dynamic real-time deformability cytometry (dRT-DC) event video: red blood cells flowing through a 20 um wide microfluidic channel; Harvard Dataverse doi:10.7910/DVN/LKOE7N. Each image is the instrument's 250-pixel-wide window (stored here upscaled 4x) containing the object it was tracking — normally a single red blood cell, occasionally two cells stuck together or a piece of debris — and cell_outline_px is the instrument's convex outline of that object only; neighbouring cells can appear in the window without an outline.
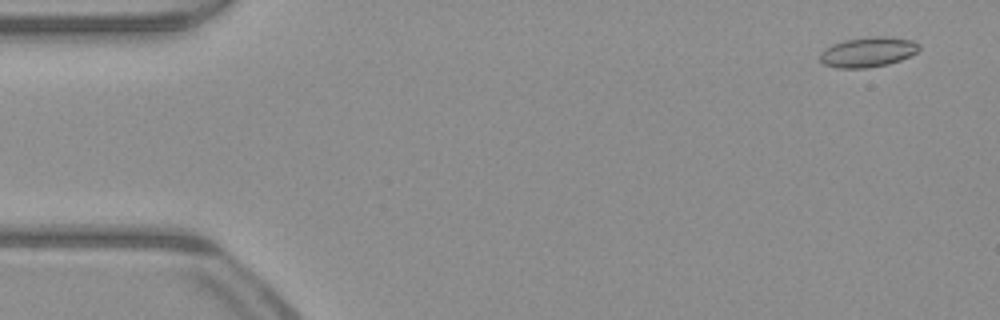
{"species": "common noctule bat (a hibernating species)", "species_latin": "Nyctalus noctula", "temperature_condition": "warm", "stored_images_in_passage": 52, "camera_frame_rate_fps": 3000, "um_per_image_px": 0.085, "animal": {"sex": "male", "body_mass_g": 23.1, "forearm_length_mm": 52.7}, "frame": {"image": 1, "passage_image": 3, "time_ms": 0.667, "image_size_px": [1000, 320], "cell_outline_px": [[920, 48], [916, 52], [900, 60], [888, 64], [868, 68], [836, 68], [824, 64], [820, 60], [820, 52], [832, 44], [844, 40], [876, 36], [884, 36], [912, 40], [920, 44]], "centroid_in_image_um": [73.76, 4.43], "position_along_channel_um": 11.2, "area_um2": 17.28}}
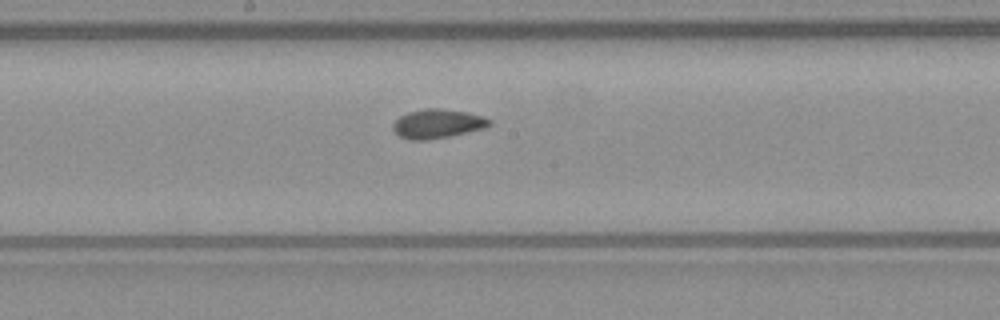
{"frame": {"image": 2, "passage_image": 27, "time_ms": 8.667, "image_size_px": [1000, 320], "cell_outline_px": [[492, 124], [484, 128], [448, 136], [424, 140], [412, 140], [400, 136], [392, 128], [392, 124], [400, 116], [408, 112], [424, 108], [440, 108], [468, 112], [484, 116], [492, 120]], "centroid_in_image_um": [37.2, 10.49], "position_along_channel_um": 211.0, "area_um2": 16.3}}
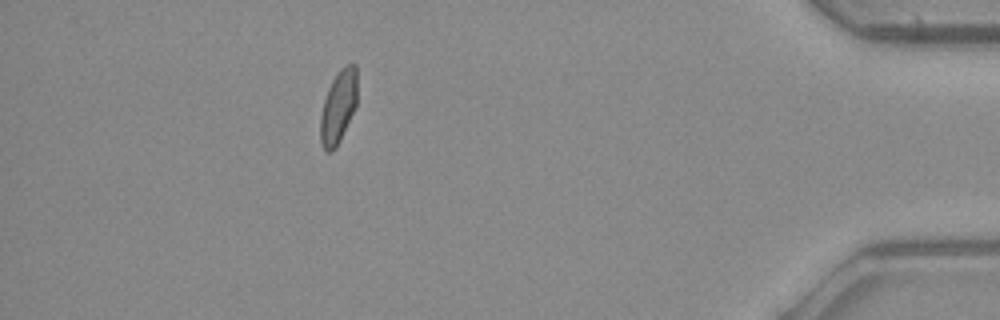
{"frame": {"image": 3, "passage_image": 46, "time_ms": 15.0, "image_size_px": [1000, 320], "cell_outline_px": [[356, 104], [336, 148], [332, 152], [324, 152], [320, 140], [320, 116], [324, 100], [328, 88], [332, 80], [340, 68], [348, 64], [356, 64]], "centroid_in_image_um": [28.73, 9.1], "position_along_channel_um": 406.5, "area_um2": 15.49}, "authors_computed_cell_mechanics": {"area_um2": 16.1551, "velocity_mm_per_s": 4.0099, "shape_relaxation_time_tau1_ms": null, "shape_relaxation_time_tau2_ms": 1.509, "deformation_change_tau1": null, "deformation_change_tau2": 0.0617}}